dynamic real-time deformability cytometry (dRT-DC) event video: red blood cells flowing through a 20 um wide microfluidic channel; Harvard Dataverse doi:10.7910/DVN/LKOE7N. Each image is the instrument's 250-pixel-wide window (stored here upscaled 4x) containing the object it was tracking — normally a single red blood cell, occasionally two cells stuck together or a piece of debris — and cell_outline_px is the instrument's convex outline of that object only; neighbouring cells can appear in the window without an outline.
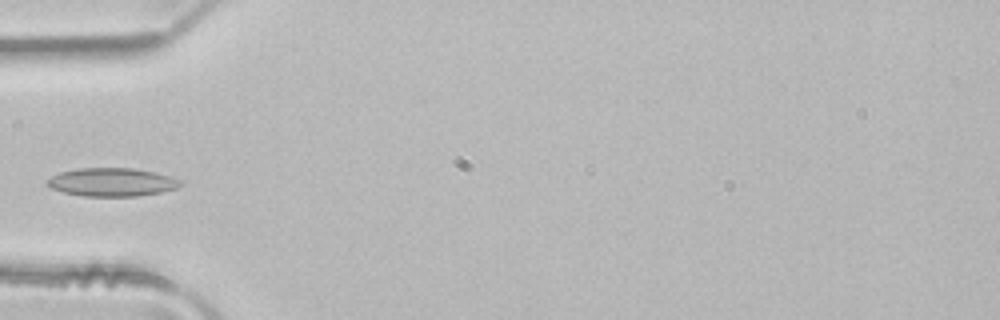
{"species": "common noctule bat (a hibernating species)", "species_latin": "Nyctalus noctula", "temperature_condition": "room temperature", "stored_images_in_passage": 3, "camera_frame_rate_fps": 3000, "um_per_image_px": 0.085, "animal": {"sex": "male", "body_mass_g": 21.5, "forearm_length_mm": 52.0}, "frame": {"image": 1, "passage_image": 2, "time_ms": 0.333, "image_size_px": [1000, 320], "cell_outline_px": [[180, 184], [176, 188], [160, 192], [136, 196], [84, 196], [64, 192], [52, 188], [48, 184], [48, 180], [52, 176], [60, 172], [80, 168], [132, 168], [156, 172], [180, 180]], "centroid_in_image_um": [9.51, 15.48], "position_along_channel_um": 75.5, "area_um2": 21.62}}
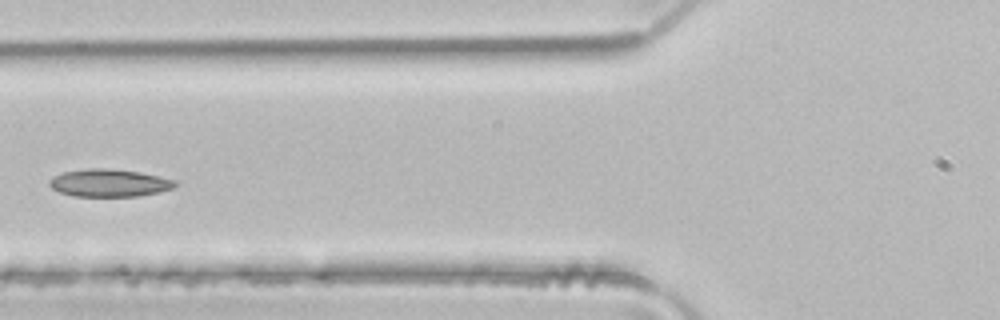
{"frame": {"image": 2, "passage_image": 3, "time_ms": 0.667, "image_size_px": [1000, 320], "cell_outline_px": [[176, 184], [172, 188], [160, 192], [140, 196], [72, 196], [60, 192], [52, 188], [48, 184], [48, 180], [52, 176], [64, 172], [88, 168], [108, 168], [140, 172], [176, 180]], "centroid_in_image_um": [9.26, 15.55], "position_along_channel_um": 116.5, "area_um2": 20.29}}